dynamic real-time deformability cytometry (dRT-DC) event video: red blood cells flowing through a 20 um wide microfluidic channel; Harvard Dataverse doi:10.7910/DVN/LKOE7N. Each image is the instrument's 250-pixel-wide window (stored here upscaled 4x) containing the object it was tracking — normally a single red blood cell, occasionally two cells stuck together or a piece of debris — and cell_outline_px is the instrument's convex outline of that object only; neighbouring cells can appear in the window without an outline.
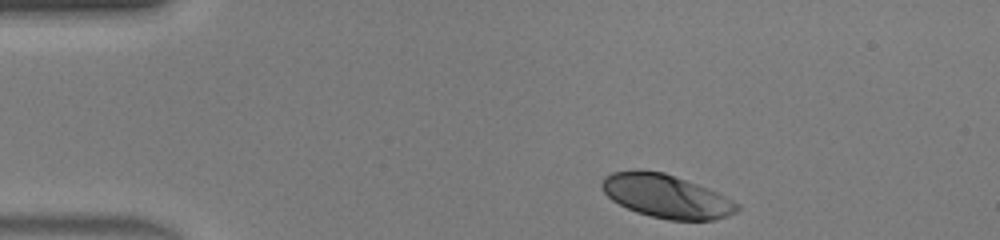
{"species": "human", "species_latin": "Homo sapiens", "temperature_condition": "warm", "stored_images_in_passage": 33, "camera_frame_rate_fps": 3000, "um_per_image_px": 0.085, "donor": {"sex": "male"}, "frame": {"image": 1, "passage_image": 1, "time_ms": 0.0, "image_size_px": [1000, 240], "cell_outline_px": [[740, 208], [736, 212], [728, 216], [712, 220], [668, 220], [636, 212], [612, 200], [604, 192], [600, 184], [604, 176], [612, 172], [636, 168], [640, 168], [664, 172], [708, 188], [740, 204]], "centroid_in_image_um": [56.61, 16.65], "position_along_channel_um": 28.4, "area_um2": 34.39}}
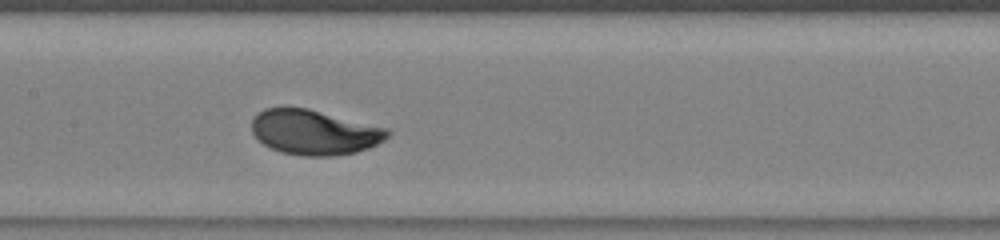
{"frame": {"image": 2, "passage_image": 16, "time_ms": 5.0, "image_size_px": [1000, 240], "cell_outline_px": [[392, 132], [384, 140], [368, 148], [356, 152], [332, 156], [304, 156], [280, 152], [264, 144], [252, 132], [252, 120], [264, 108], [308, 108], [388, 128]], "centroid_in_image_um": [26.75, 11.25], "position_along_channel_um": 180.7, "area_um2": 35.37}}
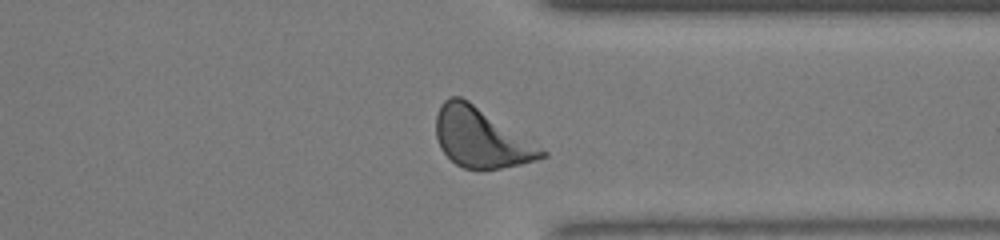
{"frame": {"image": 3, "passage_image": 29, "time_ms": 9.333, "image_size_px": [1000, 240], "cell_outline_px": [[548, 156], [536, 160], [520, 164], [500, 168], [464, 168], [456, 164], [440, 148], [436, 136], [436, 116], [440, 104], [448, 96], [460, 96], [468, 100], [548, 152]], "centroid_in_image_um": [40.86, 11.69], "position_along_channel_um": 370.5, "area_um2": 36.07}, "authors_computed_cell_mechanics": {"area_um2": 35.3736, "velocity_mm_per_s": 4.4109, "shape_relaxation_time_tau1_ms": 2.1558, "shape_relaxation_time_tau2_ms": null, "deformation_change_tau1": 0.1507, "deformation_change_tau2": null}}